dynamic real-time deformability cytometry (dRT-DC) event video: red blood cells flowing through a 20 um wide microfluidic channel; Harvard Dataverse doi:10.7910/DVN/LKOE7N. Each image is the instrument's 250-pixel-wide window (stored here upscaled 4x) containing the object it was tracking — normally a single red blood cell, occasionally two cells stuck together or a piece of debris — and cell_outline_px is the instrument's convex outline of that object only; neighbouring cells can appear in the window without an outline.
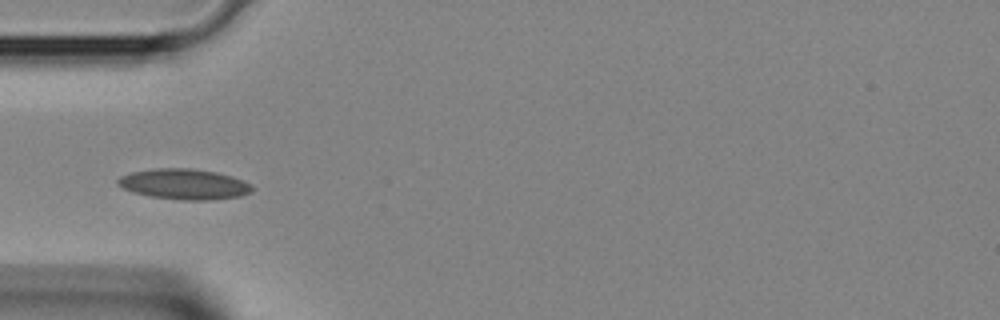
{"species": "Egyptian fruit bat (a non-hibernating species)", "species_latin": "Rousettus aegyptiacus", "temperature_condition": "room temperature", "stored_images_in_passage": 28, "camera_frame_rate_fps": 3000, "um_per_image_px": 0.085, "animal": {"sex": "female"}, "frame": {"image": 1, "passage_image": 1, "time_ms": 0.0, "image_size_px": [1000, 320], "cell_outline_px": [[252, 192], [240, 196], [212, 200], [180, 200], [152, 196], [132, 192], [116, 184], [116, 180], [120, 176], [132, 172], [152, 168], [192, 168], [216, 172], [232, 176], [244, 180], [252, 184]], "centroid_in_image_um": [15.66, 15.65], "position_along_channel_um": 69.3, "area_um2": 24.04}}
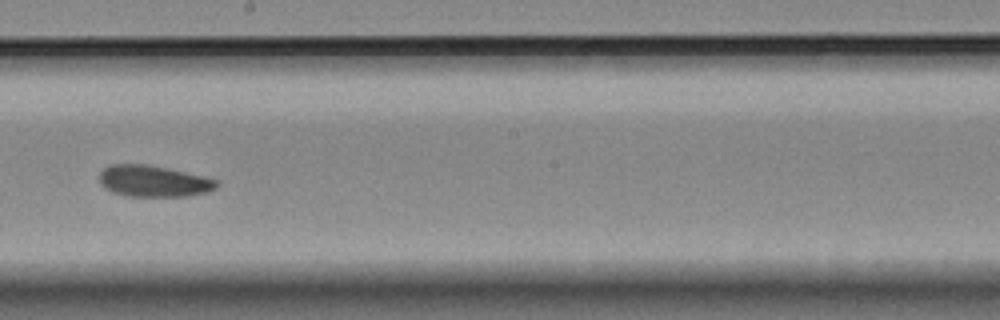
{"frame": {"image": 2, "passage_image": 11, "time_ms": 3.333, "image_size_px": [1000, 320], "cell_outline_px": [[220, 184], [216, 188], [204, 192], [184, 196], [128, 196], [112, 192], [104, 188], [100, 184], [100, 172], [108, 164], [148, 164], [204, 176], [216, 180]], "centroid_in_image_um": [13.01, 15.39], "position_along_channel_um": 235.2, "area_um2": 21.39}}
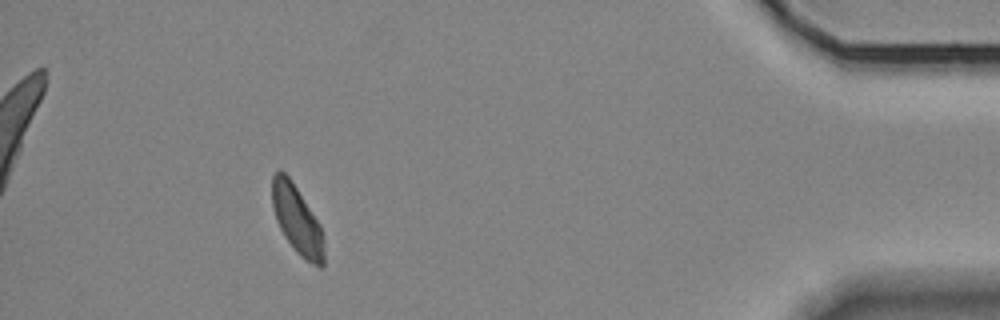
{"frame": {"image": 3, "passage_image": 25, "time_ms": 8.0, "image_size_px": [1000, 320], "cell_outline_px": [[324, 264], [320, 268], [304, 260], [296, 252], [284, 236], [276, 220], [272, 208], [272, 176], [280, 168], [292, 180], [320, 224], [324, 236]], "centroid_in_image_um": [25.26, 18.7], "position_along_channel_um": 409.9, "area_um2": 20.98}}